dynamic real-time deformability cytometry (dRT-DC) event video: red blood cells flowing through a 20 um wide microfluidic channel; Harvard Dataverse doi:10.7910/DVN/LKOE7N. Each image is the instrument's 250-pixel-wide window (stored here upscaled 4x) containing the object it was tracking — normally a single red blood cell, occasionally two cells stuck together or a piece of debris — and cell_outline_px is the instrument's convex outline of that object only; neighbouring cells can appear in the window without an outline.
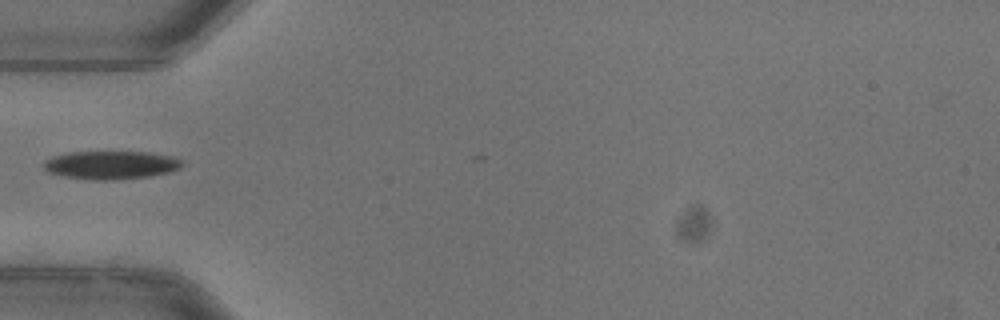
{"species": "common noctule bat (a hibernating species)", "species_latin": "Nyctalus noctula", "temperature_condition": "warm", "stored_images_in_passage": 22, "camera_frame_rate_fps": 3000, "um_per_image_px": 0.085, "animal": {"sex": "female"}, "frame": {"image": 1, "passage_image": 1, "time_ms": 0.0, "image_size_px": [1000, 320], "cell_outline_px": [[184, 164], [180, 168], [168, 172], [152, 176], [112, 180], [96, 180], [64, 176], [48, 172], [44, 168], [44, 160], [52, 156], [68, 152], [148, 152], [168, 156], [180, 160]], "centroid_in_image_um": [9.4, 14.02], "position_along_channel_um": 75.6, "area_um2": 22.66}}